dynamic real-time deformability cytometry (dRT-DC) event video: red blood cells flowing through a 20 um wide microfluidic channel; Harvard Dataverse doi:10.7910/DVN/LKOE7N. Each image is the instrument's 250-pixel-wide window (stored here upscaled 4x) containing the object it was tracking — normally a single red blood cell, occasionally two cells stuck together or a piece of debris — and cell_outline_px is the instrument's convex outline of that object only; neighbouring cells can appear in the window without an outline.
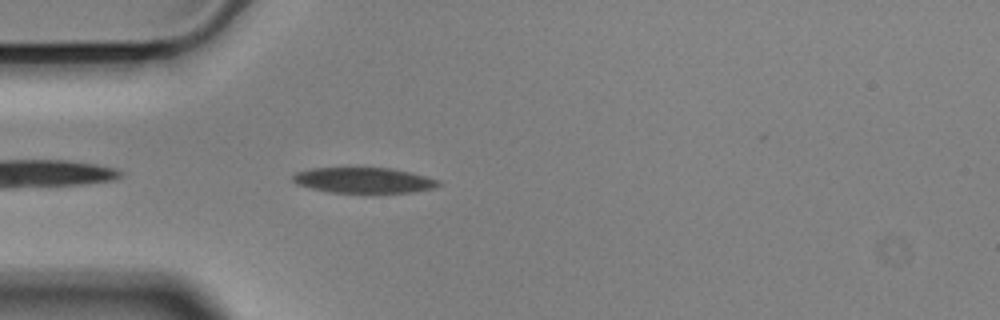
{"species": "Egyptian fruit bat (a non-hibernating species)", "species_latin": "Rousettus aegyptiacus", "temperature_condition": "cold", "stored_images_in_passage": 26, "camera_frame_rate_fps": 3000, "um_per_image_px": 0.085, "animal": {"sex": "male"}, "frame": {"image": 1, "passage_image": 1, "time_ms": 0.0, "image_size_px": [1000, 320], "cell_outline_px": [[444, 184], [436, 188], [412, 192], [328, 192], [296, 184], [292, 180], [292, 176], [296, 172], [312, 168], [388, 168], [412, 172], [428, 176], [440, 180]], "centroid_in_image_um": [30.98, 15.32], "position_along_channel_um": 54.0, "area_um2": 21.73}}
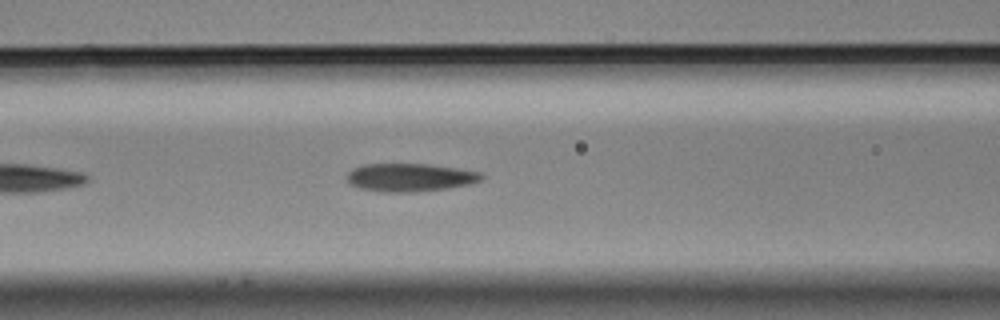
{"frame": {"image": 2, "passage_image": 8, "time_ms": 2.333, "image_size_px": [1000, 320], "cell_outline_px": [[484, 176], [480, 180], [472, 184], [444, 188], [412, 192], [384, 192], [360, 188], [352, 184], [348, 180], [348, 172], [352, 168], [364, 164], [428, 164], [456, 168], [480, 172]], "centroid_in_image_um": [34.85, 15.07], "position_along_channel_um": 131.8, "area_um2": 21.79}}
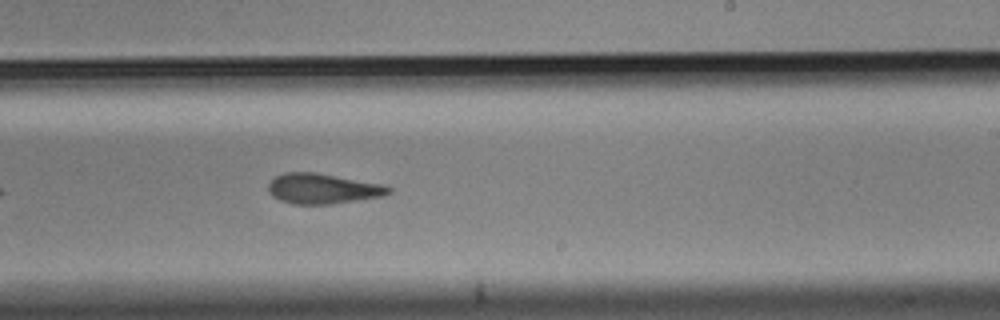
{"frame": {"image": 3, "passage_image": 19, "time_ms": 6.0, "image_size_px": [1000, 320], "cell_outline_px": [[392, 192], [384, 196], [328, 204], [292, 204], [280, 200], [272, 196], [268, 192], [268, 184], [276, 176], [284, 172], [312, 172], [384, 184], [392, 188]], "centroid_in_image_um": [27.43, 16.04], "position_along_channel_um": 261.6, "area_um2": 21.15}}